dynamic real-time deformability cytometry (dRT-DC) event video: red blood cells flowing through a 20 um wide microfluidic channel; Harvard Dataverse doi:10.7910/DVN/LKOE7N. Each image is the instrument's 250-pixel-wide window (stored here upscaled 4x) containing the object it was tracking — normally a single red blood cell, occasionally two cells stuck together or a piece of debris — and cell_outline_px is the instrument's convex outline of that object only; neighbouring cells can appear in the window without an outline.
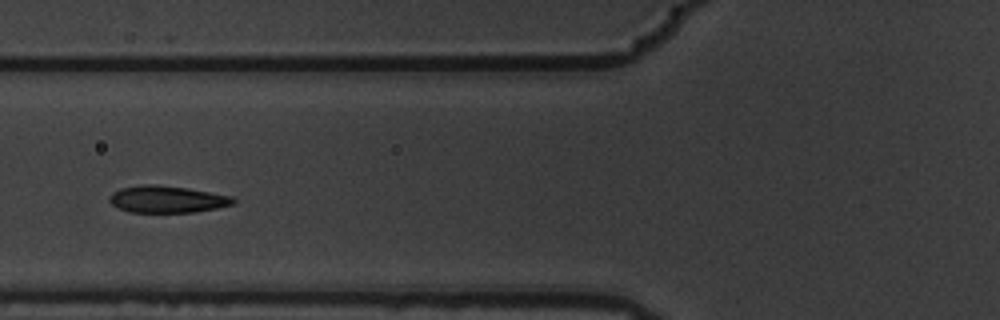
{"species": "common noctule bat (a hibernating species)", "species_latin": "Nyctalus noctula", "temperature_condition": "warm", "stored_images_in_passage": 5, "camera_frame_rate_fps": 3000, "um_per_image_px": 0.085, "animal": {"sex": "male", "body_mass_g": 19.5, "forearm_length_mm": 54.6}, "frame": {"image": 1, "passage_image": 4, "time_ms": 1.0, "image_size_px": [1000, 320], "cell_outline_px": [[236, 204], [196, 212], [128, 212], [116, 208], [108, 200], [108, 196], [112, 192], [120, 188], [144, 184], [156, 184], [184, 188], [232, 196], [236, 200]], "centroid_in_image_um": [14.16, 16.94], "position_along_channel_um": 111.6, "area_um2": 19.54}}
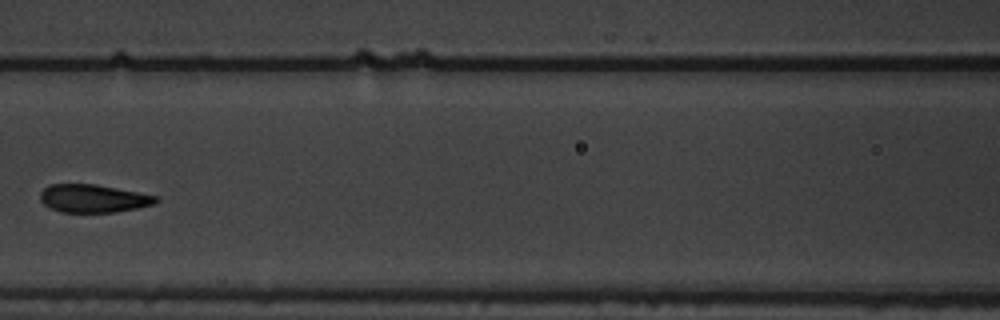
{"frame": {"image": 2, "passage_image": 5, "time_ms": 1.333, "image_size_px": [1000, 320], "cell_outline_px": [[160, 200], [156, 204], [116, 212], [60, 212], [44, 204], [40, 200], [40, 192], [48, 184], [96, 184], [156, 196]], "centroid_in_image_um": [7.91, 16.87], "position_along_channel_um": 158.7, "area_um2": 18.84}}